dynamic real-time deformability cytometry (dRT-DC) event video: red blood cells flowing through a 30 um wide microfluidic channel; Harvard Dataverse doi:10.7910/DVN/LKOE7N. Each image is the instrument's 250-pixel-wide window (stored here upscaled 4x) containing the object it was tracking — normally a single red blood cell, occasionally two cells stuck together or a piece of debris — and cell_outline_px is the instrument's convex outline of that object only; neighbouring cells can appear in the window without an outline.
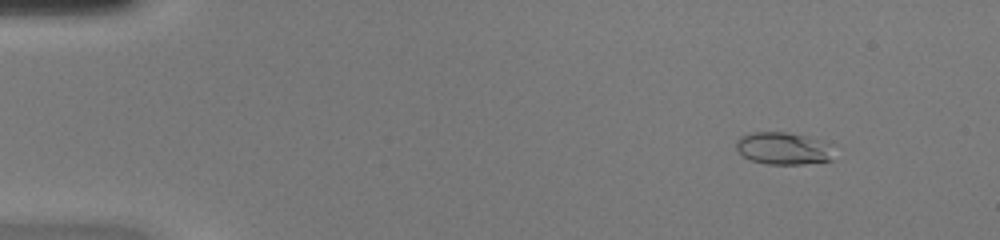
{"species": "common noctule bat (a hibernating species)", "species_latin": "Nyctalus noctula", "temperature_condition": "warm", "stored_images_in_passage": 49, "camera_frame_rate_fps": 3000, "um_per_image_px": 0.085, "animal": {"sex": "female", "body_mass_g": 20.0, "forearm_length_mm": 54.0}, "frame": {"image": 1, "passage_image": 6, "time_ms": 1.667, "image_size_px": [1000, 240], "cell_outline_px": [[832, 160], [804, 164], [768, 164], [752, 160], [744, 156], [736, 148], [736, 140], [740, 136], [752, 132], [784, 132], [804, 136], [828, 144]], "centroid_in_image_um": [66.5, 12.62], "position_along_channel_um": 18.5, "area_um2": 17.92}}
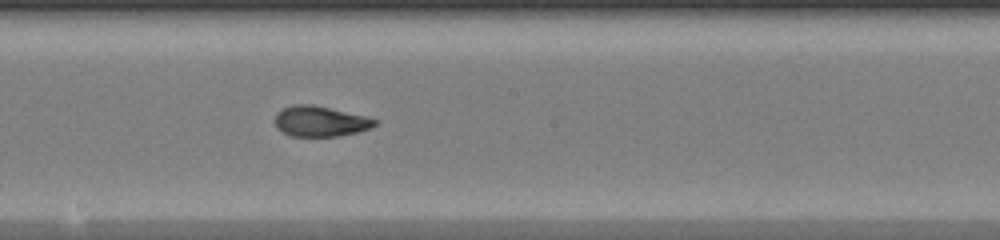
{"frame": {"image": 2, "passage_image": 28, "time_ms": 9.0, "image_size_px": [1000, 240], "cell_outline_px": [[376, 124], [368, 128], [356, 132], [336, 136], [292, 136], [276, 128], [276, 112], [284, 108], [296, 104], [312, 104], [364, 116], [376, 120]], "centroid_in_image_um": [27.17, 10.31], "position_along_channel_um": 221.0, "area_um2": 17.28}}
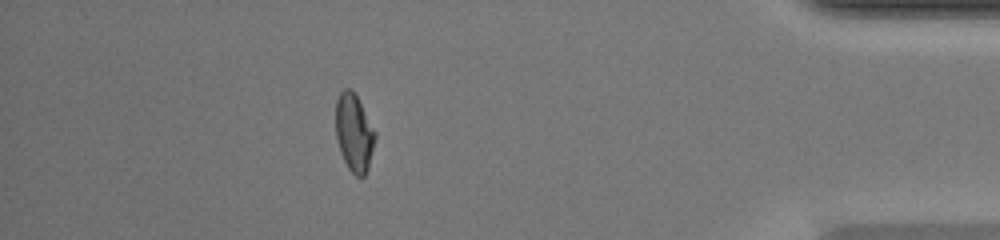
{"frame": {"image": 3, "passage_image": 44, "time_ms": 14.333, "image_size_px": [1000, 240], "cell_outline_px": [[376, 136], [368, 168], [364, 176], [356, 176], [348, 168], [340, 152], [336, 136], [336, 100], [340, 92], [344, 88], [352, 88], [376, 132]], "centroid_in_image_um": [30.09, 11.26], "position_along_channel_um": 405.1, "area_um2": 17.74}, "authors_computed_cell_mechanics": {"area_um2": 17.918, "velocity_mm_per_s": 4.2766, "shape_relaxation_time_tau1_ms": 11.1011, "shape_relaxation_time_tau2_ms": 1.4861, "deformation_change_tau1": 0.3526, "deformation_change_tau2": 0.0703}}